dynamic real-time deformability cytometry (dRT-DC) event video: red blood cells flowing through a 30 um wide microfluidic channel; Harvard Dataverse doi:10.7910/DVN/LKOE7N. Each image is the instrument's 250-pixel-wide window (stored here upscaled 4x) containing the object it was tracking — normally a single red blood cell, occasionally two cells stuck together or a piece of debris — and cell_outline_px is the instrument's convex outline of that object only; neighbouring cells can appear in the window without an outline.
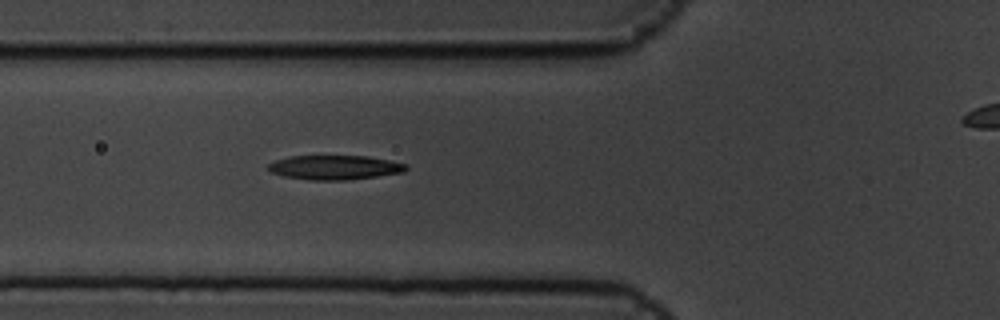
{"species": "common noctule bat (a hibernating species)", "species_latin": "Nyctalus noctula", "temperature_condition": "cold", "stored_images_in_passage": 6, "camera_frame_rate_fps": 3000, "um_per_image_px": 0.085, "animal": {"sex": "male", "body_mass_g": 19.5, "forearm_length_mm": 54.6}, "frame": {"image": 1, "passage_image": 5, "time_ms": 1.333, "image_size_px": [1000, 320], "cell_outline_px": [[408, 168], [404, 172], [348, 180], [312, 180], [284, 176], [272, 172], [268, 168], [268, 164], [276, 160], [288, 156], [368, 156], [388, 160], [404, 164]], "centroid_in_image_um": [28.44, 14.23], "position_along_channel_um": 97.4, "area_um2": 19.36}}